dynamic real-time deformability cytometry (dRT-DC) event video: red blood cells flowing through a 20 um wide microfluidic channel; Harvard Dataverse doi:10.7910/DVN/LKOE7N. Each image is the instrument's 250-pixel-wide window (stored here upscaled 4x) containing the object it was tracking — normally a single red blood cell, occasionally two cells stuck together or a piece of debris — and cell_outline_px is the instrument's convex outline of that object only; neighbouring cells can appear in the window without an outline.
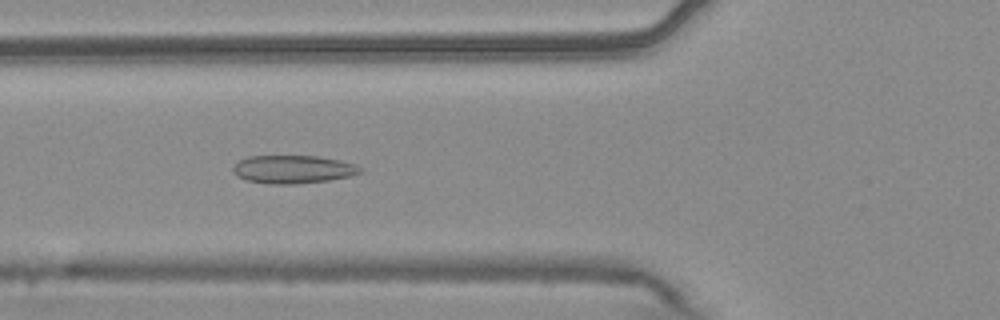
{"species": "common noctule bat (a hibernating species)", "species_latin": "Nyctalus noctula", "temperature_condition": "warm", "stored_images_in_passage": 53, "camera_frame_rate_fps": 3000, "um_per_image_px": 0.085, "animal": {"sex": "male", "body_mass_g": 20.4}, "frame": {"image": 1, "passage_image": 19, "time_ms": 6.0, "image_size_px": [1000, 320], "cell_outline_px": [[364, 172], [352, 176], [328, 180], [296, 184], [272, 184], [244, 180], [236, 176], [232, 172], [232, 168], [240, 160], [248, 156], [316, 156], [340, 160], [356, 164], [364, 168]], "centroid_in_image_um": [24.94, 14.4], "position_along_channel_um": 100.9, "area_um2": 21.1}}
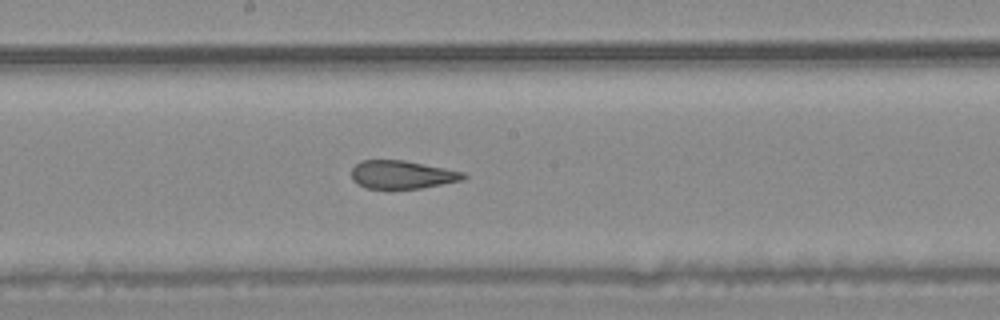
{"frame": {"image": 2, "passage_image": 28, "time_ms": 9.0, "image_size_px": [1000, 320], "cell_outline_px": [[468, 176], [464, 180], [420, 188], [368, 188], [356, 184], [352, 180], [352, 168], [360, 160], [404, 160], [464, 172]], "centroid_in_image_um": [34.17, 14.84], "position_along_channel_um": 214.0, "area_um2": 18.32}}
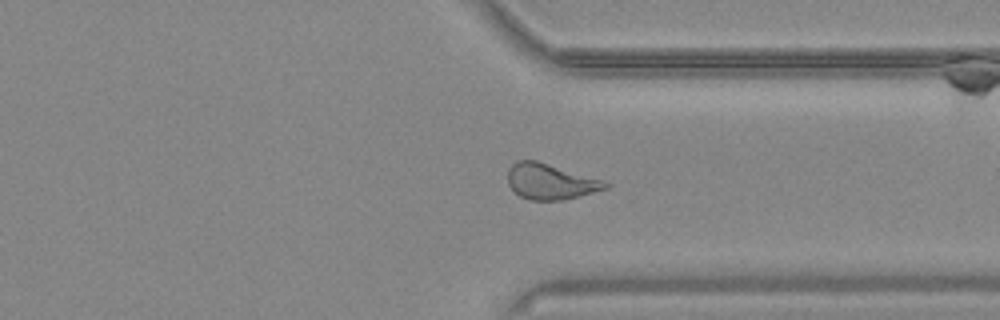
{"frame": {"image": 3, "passage_image": 40, "time_ms": 13.0, "image_size_px": [1000, 320], "cell_outline_px": [[612, 184], [608, 188], [564, 200], [528, 200], [520, 196], [508, 184], [508, 168], [516, 160], [536, 160], [604, 180]], "centroid_in_image_um": [46.79, 15.43], "position_along_channel_um": 364.6, "area_um2": 20.35}, "authors_computed_cell_mechanics": {"area_um2": 21.097, "velocity_mm_per_s": 3.7571, "shape_relaxation_time_tau1_ms": null, "shape_relaxation_time_tau2_ms": 1.539, "deformation_change_tau1": null, "deformation_change_tau2": 0.0987}}